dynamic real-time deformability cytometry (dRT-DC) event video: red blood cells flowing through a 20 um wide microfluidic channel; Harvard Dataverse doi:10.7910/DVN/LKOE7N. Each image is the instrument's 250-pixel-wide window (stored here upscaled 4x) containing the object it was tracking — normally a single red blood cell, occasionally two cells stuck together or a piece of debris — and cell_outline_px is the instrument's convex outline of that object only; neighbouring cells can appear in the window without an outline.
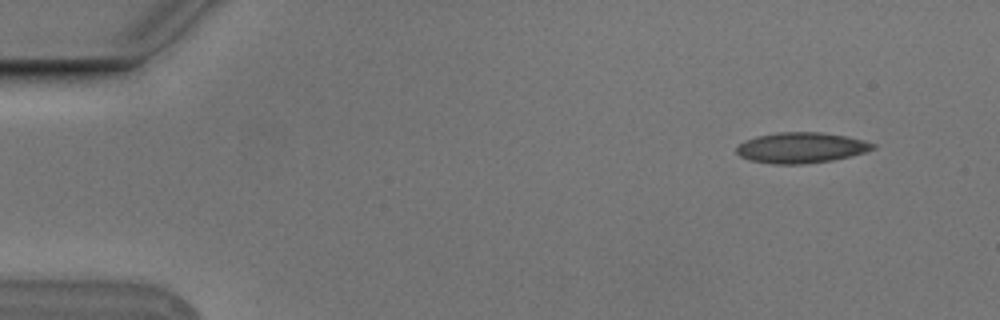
{"species": "Egyptian fruit bat (a non-hibernating species)", "species_latin": "Rousettus aegyptiacus", "temperature_condition": "cold", "stored_images_in_passage": 4, "camera_frame_rate_fps": 3000, "um_per_image_px": 0.085, "animal": {"sex": "male"}, "frame": {"image": 1, "passage_image": 1, "time_ms": 0.0, "image_size_px": [1000, 320], "cell_outline_px": [[876, 148], [852, 156], [832, 160], [804, 164], [772, 164], [752, 160], [740, 156], [736, 152], [736, 144], [744, 140], [756, 136], [776, 132], [820, 132], [844, 136], [864, 140], [876, 144]], "centroid_in_image_um": [68.07, 12.55], "position_along_channel_um": 16.9, "area_um2": 24.45}}
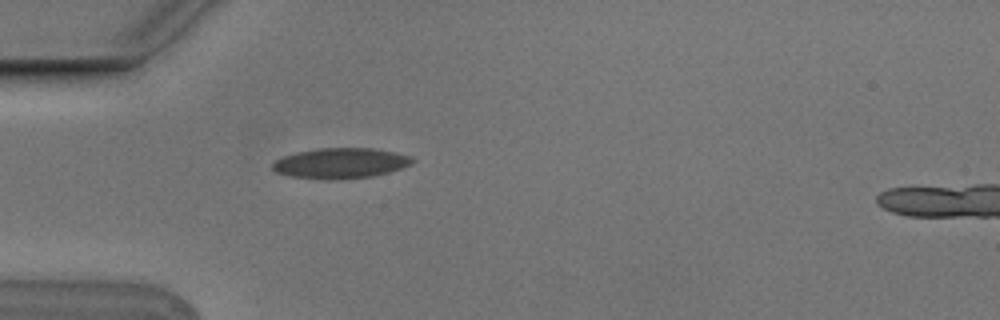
{"frame": {"image": 2, "passage_image": 4, "time_ms": 1.0, "image_size_px": [1000, 320], "cell_outline_px": [[416, 160], [412, 164], [388, 172], [372, 176], [328, 180], [288, 176], [276, 172], [272, 168], [272, 164], [276, 160], [284, 156], [296, 152], [320, 148], [372, 148], [412, 156]], "centroid_in_image_um": [28.94, 13.87], "position_along_channel_um": 56.1, "area_um2": 24.68}}